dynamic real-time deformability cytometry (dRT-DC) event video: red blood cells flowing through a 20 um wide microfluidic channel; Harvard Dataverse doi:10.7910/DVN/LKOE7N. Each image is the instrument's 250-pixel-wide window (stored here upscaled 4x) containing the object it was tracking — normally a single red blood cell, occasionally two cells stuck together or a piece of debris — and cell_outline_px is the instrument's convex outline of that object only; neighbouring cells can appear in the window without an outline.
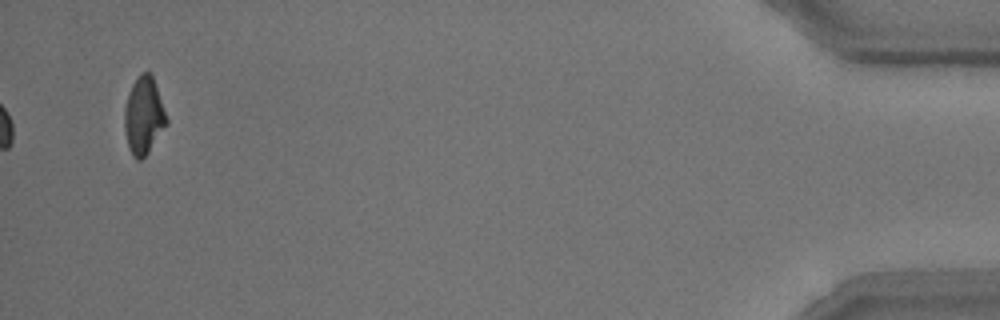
{"species": "common noctule bat (a hibernating species)", "species_latin": "Nyctalus noctula", "temperature_condition": "room temperature", "stored_images_in_passage": 38, "camera_frame_rate_fps": 3000, "um_per_image_px": 0.085, "animal": {"sex": "male", "body_mass_g": 15.6}, "frame": {"image": 1, "passage_image": 38, "time_ms": 12.333, "image_size_px": [1000, 320], "cell_outline_px": [[168, 124], [148, 152], [140, 160], [136, 160], [132, 156], [128, 144], [124, 128], [124, 108], [128, 92], [132, 84], [140, 72], [148, 72], [152, 76], [168, 120]], "centroid_in_image_um": [12.2, 9.84], "position_along_channel_um": 423.0, "area_um2": 18.84}}